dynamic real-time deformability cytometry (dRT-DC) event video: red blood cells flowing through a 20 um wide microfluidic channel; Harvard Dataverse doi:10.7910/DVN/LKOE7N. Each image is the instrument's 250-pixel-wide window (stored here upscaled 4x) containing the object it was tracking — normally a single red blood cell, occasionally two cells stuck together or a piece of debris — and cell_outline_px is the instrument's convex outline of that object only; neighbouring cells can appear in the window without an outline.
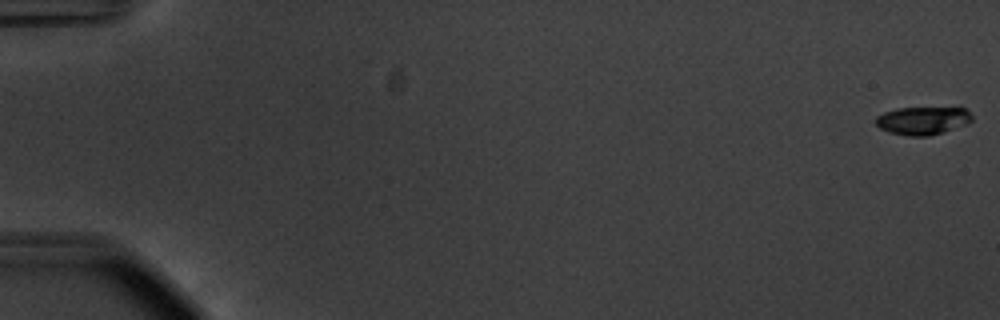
{"species": "common noctule bat (a hibernating species)", "species_latin": "Nyctalus noctula", "temperature_condition": "warm", "stored_images_in_passage": 56, "camera_frame_rate_fps": 3000, "um_per_image_px": 0.085, "animal": {"sex": "male", "body_mass_g": 20.1, "forearm_length_mm": 53.5}, "frame": {"image": 1, "passage_image": 1, "time_ms": 0.0, "image_size_px": [1000, 320], "cell_outline_px": [[972, 120], [968, 124], [928, 136], [908, 136], [888, 132], [880, 128], [876, 124], [876, 116], [884, 112], [896, 108], [960, 104], [968, 108], [972, 116]], "centroid_in_image_um": [78.53, 10.17], "position_along_channel_um": 6.5, "area_um2": 16.76}}
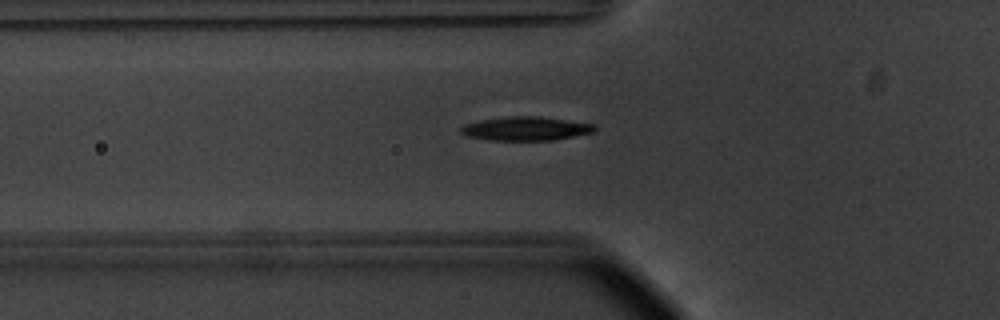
{"frame": {"image": 2, "passage_image": 21, "time_ms": 6.667, "image_size_px": [1000, 320], "cell_outline_px": [[596, 132], [552, 140], [488, 140], [468, 136], [460, 132], [460, 128], [464, 124], [484, 120], [508, 116], [540, 116], [596, 124]], "centroid_in_image_um": [44.74, 10.93], "position_along_channel_um": 81.1, "area_um2": 18.55}}
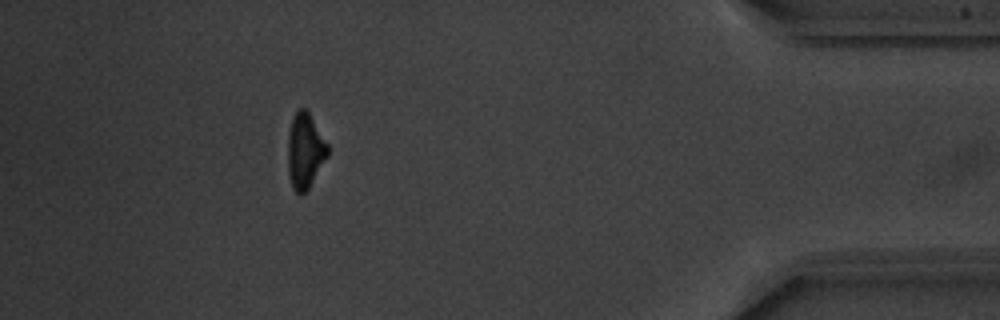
{"frame": {"image": 3, "passage_image": 51, "time_ms": 16.667, "image_size_px": [1000, 320], "cell_outline_px": [[328, 156], [308, 188], [300, 196], [292, 188], [288, 172], [288, 132], [292, 120], [296, 112], [300, 108], [304, 108], [308, 112], [328, 144]], "centroid_in_image_um": [25.92, 12.84], "position_along_channel_um": 409.3, "area_um2": 17.28}, "authors_computed_cell_mechanics": {"area_um2": 17.7735, "velocity_mm_per_s": 3.7366, "shape_relaxation_time_tau1_ms": 2.2024, "shape_relaxation_time_tau2_ms": null, "deformation_change_tau1": 0.1288, "deformation_change_tau2": null}}